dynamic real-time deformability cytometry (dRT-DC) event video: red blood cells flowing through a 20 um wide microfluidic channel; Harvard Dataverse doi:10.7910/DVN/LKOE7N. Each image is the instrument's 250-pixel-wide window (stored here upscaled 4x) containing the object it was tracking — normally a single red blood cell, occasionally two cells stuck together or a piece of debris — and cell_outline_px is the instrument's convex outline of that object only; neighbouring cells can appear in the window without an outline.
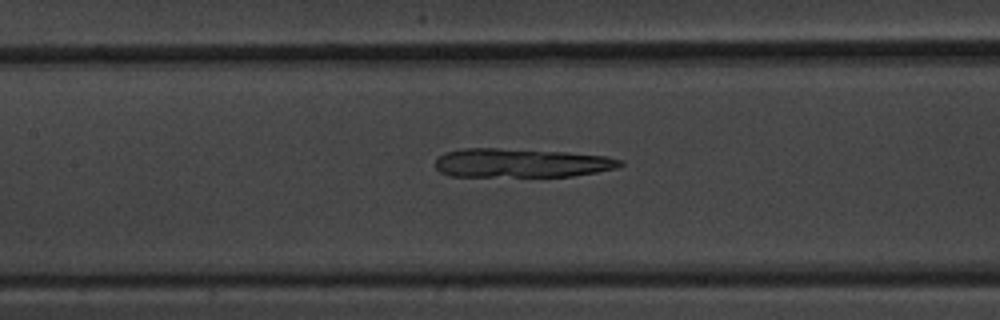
{"species": "common noctule bat (a hibernating species)", "species_latin": "Nyctalus noctula", "temperature_condition": "warm", "stored_images_in_passage": 44, "camera_frame_rate_fps": 3000, "um_per_image_px": 0.085, "animal": {"sex": "male", "body_mass_g": 20.1, "forearm_length_mm": 53.5}, "frame": {"image": 1, "passage_image": 13, "time_ms": 4.0, "image_size_px": [1000, 320], "cell_outline_px": [[624, 164], [616, 168], [596, 172], [572, 176], [452, 176], [440, 172], [436, 168], [436, 160], [444, 152], [464, 148], [496, 148], [564, 152], [608, 156], [624, 160]], "centroid_in_image_um": [44.32, 13.85], "position_along_channel_um": 163.1, "area_um2": 31.1}}
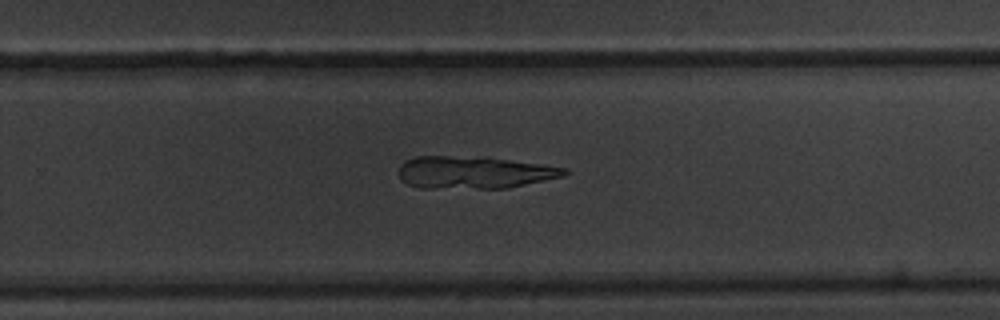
{"frame": {"image": 2, "passage_image": 24, "time_ms": 7.667, "image_size_px": [1000, 320], "cell_outline_px": [[572, 172], [564, 176], [508, 188], [420, 188], [408, 184], [400, 180], [400, 164], [404, 160], [416, 156], [488, 156], [568, 168]], "centroid_in_image_um": [40.33, 14.64], "position_along_channel_um": 289.5, "area_um2": 31.79}}
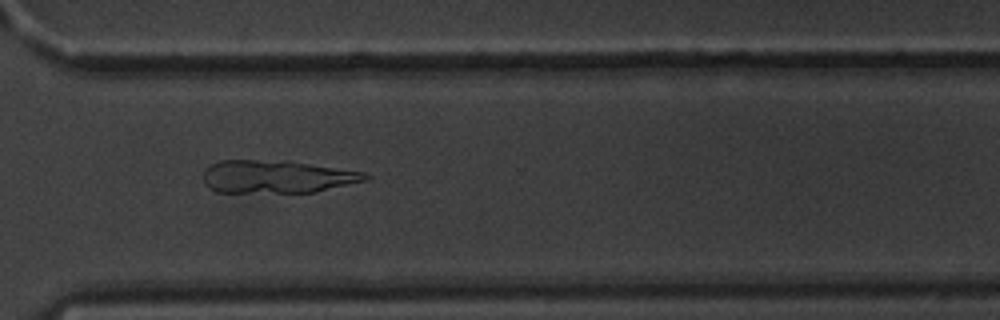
{"frame": {"image": 3, "passage_image": 29, "time_ms": 9.333, "image_size_px": [1000, 320], "cell_outline_px": [[372, 176], [368, 180], [316, 192], [216, 192], [208, 188], [204, 184], [204, 168], [220, 160], [288, 160], [364, 172]], "centroid_in_image_um": [23.54, 15.01], "position_along_channel_um": 347.1, "area_um2": 31.33}}